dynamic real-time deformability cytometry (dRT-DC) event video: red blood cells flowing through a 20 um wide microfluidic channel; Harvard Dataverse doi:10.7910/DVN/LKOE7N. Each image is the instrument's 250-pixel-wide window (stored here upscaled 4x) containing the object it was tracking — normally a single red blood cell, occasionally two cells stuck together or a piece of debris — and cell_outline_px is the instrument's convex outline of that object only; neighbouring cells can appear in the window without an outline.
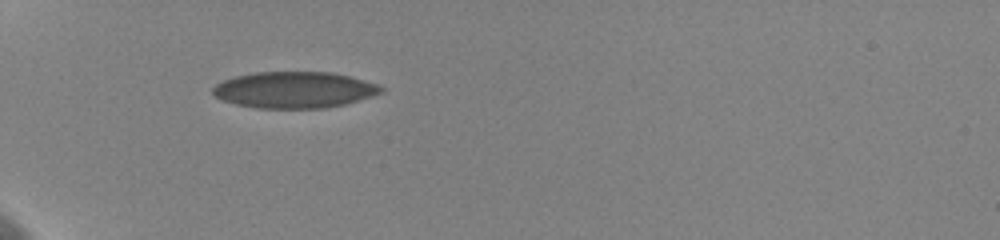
{"species": "human", "species_latin": "Homo sapiens", "temperature_condition": "cold", "stored_images_in_passage": 38, "camera_frame_rate_fps": 3000, "um_per_image_px": 0.085, "donor": {"sex": "female"}, "frame": {"image": 1, "passage_image": 1, "time_ms": 0.0, "image_size_px": [1000, 240], "cell_outline_px": [[384, 92], [372, 96], [344, 104], [324, 108], [256, 108], [236, 104], [224, 100], [216, 96], [212, 92], [212, 88], [216, 84], [224, 80], [236, 76], [256, 72], [332, 72], [380, 84], [384, 88]], "centroid_in_image_um": [25.05, 7.63], "position_along_channel_um": 60.0, "area_um2": 35.55}}
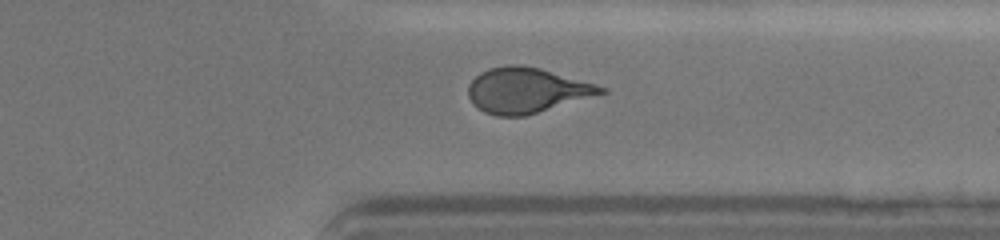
{"frame": {"image": 2, "passage_image": 28, "time_ms": 9.0, "image_size_px": [1000, 240], "cell_outline_px": [[608, 92], [524, 116], [496, 116], [484, 112], [472, 104], [468, 96], [468, 84], [480, 72], [488, 68], [508, 64], [520, 64], [540, 68], [596, 84], [608, 88]], "centroid_in_image_um": [44.74, 7.67], "position_along_channel_um": 366.7, "area_um2": 35.08}}
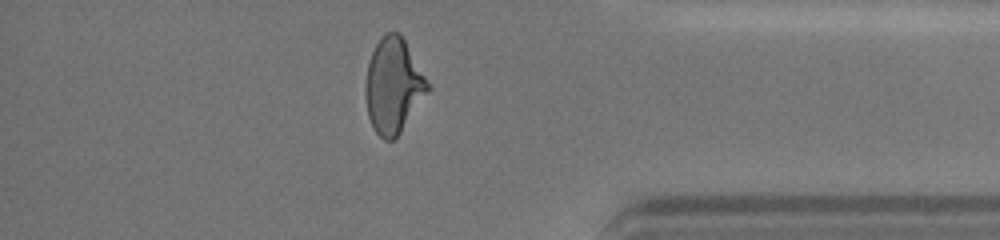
{"frame": {"image": 3, "passage_image": 32, "time_ms": 10.333, "image_size_px": [1000, 240], "cell_outline_px": [[432, 88], [400, 132], [392, 140], [384, 140], [376, 132], [368, 116], [364, 92], [364, 88], [368, 64], [372, 52], [380, 36], [388, 32], [400, 32], [432, 84]], "centroid_in_image_um": [33.46, 7.25], "position_along_channel_um": 401.7, "area_um2": 34.85}, "authors_computed_cell_mechanics": {"area_um2": 35.2291, "velocity_mm_per_s": 3.6186, "shape_relaxation_time_tau1_ms": 5.7958, "shape_relaxation_time_tau2_ms": 0.9232, "deformation_change_tau1": 0.1781, "deformation_change_tau2": 0.0804}}